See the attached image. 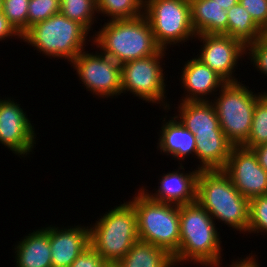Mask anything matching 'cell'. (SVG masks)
Segmentation results:
<instances>
[{
  "instance_id": "cell-34",
  "label": "cell",
  "mask_w": 267,
  "mask_h": 267,
  "mask_svg": "<svg viewBox=\"0 0 267 267\" xmlns=\"http://www.w3.org/2000/svg\"><path fill=\"white\" fill-rule=\"evenodd\" d=\"M250 254L249 256H246V258H243V259H240L238 257L235 261L233 260L232 264L229 266L230 267H260L261 265L258 264V261L255 258L257 256L252 255V253Z\"/></svg>"
},
{
  "instance_id": "cell-1",
  "label": "cell",
  "mask_w": 267,
  "mask_h": 267,
  "mask_svg": "<svg viewBox=\"0 0 267 267\" xmlns=\"http://www.w3.org/2000/svg\"><path fill=\"white\" fill-rule=\"evenodd\" d=\"M179 218V249L173 256L176 267L189 262L220 267L222 241L212 216L196 201L180 205Z\"/></svg>"
},
{
  "instance_id": "cell-12",
  "label": "cell",
  "mask_w": 267,
  "mask_h": 267,
  "mask_svg": "<svg viewBox=\"0 0 267 267\" xmlns=\"http://www.w3.org/2000/svg\"><path fill=\"white\" fill-rule=\"evenodd\" d=\"M21 107L11 97L0 99V144L25 158L36 146L37 135Z\"/></svg>"
},
{
  "instance_id": "cell-13",
  "label": "cell",
  "mask_w": 267,
  "mask_h": 267,
  "mask_svg": "<svg viewBox=\"0 0 267 267\" xmlns=\"http://www.w3.org/2000/svg\"><path fill=\"white\" fill-rule=\"evenodd\" d=\"M223 171L234 187L249 200L267 191V171L259 164L252 149L233 146Z\"/></svg>"
},
{
  "instance_id": "cell-22",
  "label": "cell",
  "mask_w": 267,
  "mask_h": 267,
  "mask_svg": "<svg viewBox=\"0 0 267 267\" xmlns=\"http://www.w3.org/2000/svg\"><path fill=\"white\" fill-rule=\"evenodd\" d=\"M117 267H175L173 256L156 245L137 240Z\"/></svg>"
},
{
  "instance_id": "cell-29",
  "label": "cell",
  "mask_w": 267,
  "mask_h": 267,
  "mask_svg": "<svg viewBox=\"0 0 267 267\" xmlns=\"http://www.w3.org/2000/svg\"><path fill=\"white\" fill-rule=\"evenodd\" d=\"M60 0H30L28 5V29L52 15L60 13Z\"/></svg>"
},
{
  "instance_id": "cell-27",
  "label": "cell",
  "mask_w": 267,
  "mask_h": 267,
  "mask_svg": "<svg viewBox=\"0 0 267 267\" xmlns=\"http://www.w3.org/2000/svg\"><path fill=\"white\" fill-rule=\"evenodd\" d=\"M29 3L30 0H3V14L21 35L28 30Z\"/></svg>"
},
{
  "instance_id": "cell-33",
  "label": "cell",
  "mask_w": 267,
  "mask_h": 267,
  "mask_svg": "<svg viewBox=\"0 0 267 267\" xmlns=\"http://www.w3.org/2000/svg\"><path fill=\"white\" fill-rule=\"evenodd\" d=\"M16 37L22 39V35L13 27V25L7 20L2 11H0V41L6 38Z\"/></svg>"
},
{
  "instance_id": "cell-7",
  "label": "cell",
  "mask_w": 267,
  "mask_h": 267,
  "mask_svg": "<svg viewBox=\"0 0 267 267\" xmlns=\"http://www.w3.org/2000/svg\"><path fill=\"white\" fill-rule=\"evenodd\" d=\"M220 93V95H219ZM217 94L214 100L220 127L227 140L233 146H242L248 139L251 127L253 111L257 100L265 93H254L248 86L240 82H227Z\"/></svg>"
},
{
  "instance_id": "cell-20",
  "label": "cell",
  "mask_w": 267,
  "mask_h": 267,
  "mask_svg": "<svg viewBox=\"0 0 267 267\" xmlns=\"http://www.w3.org/2000/svg\"><path fill=\"white\" fill-rule=\"evenodd\" d=\"M194 136L196 138V159L200 163L197 169L223 170L233 147L224 132L194 134Z\"/></svg>"
},
{
  "instance_id": "cell-2",
  "label": "cell",
  "mask_w": 267,
  "mask_h": 267,
  "mask_svg": "<svg viewBox=\"0 0 267 267\" xmlns=\"http://www.w3.org/2000/svg\"><path fill=\"white\" fill-rule=\"evenodd\" d=\"M99 30L92 37L93 45L120 65L161 50L144 14L133 19L108 20Z\"/></svg>"
},
{
  "instance_id": "cell-24",
  "label": "cell",
  "mask_w": 267,
  "mask_h": 267,
  "mask_svg": "<svg viewBox=\"0 0 267 267\" xmlns=\"http://www.w3.org/2000/svg\"><path fill=\"white\" fill-rule=\"evenodd\" d=\"M97 13L109 20H123L144 14V0H97Z\"/></svg>"
},
{
  "instance_id": "cell-21",
  "label": "cell",
  "mask_w": 267,
  "mask_h": 267,
  "mask_svg": "<svg viewBox=\"0 0 267 267\" xmlns=\"http://www.w3.org/2000/svg\"><path fill=\"white\" fill-rule=\"evenodd\" d=\"M193 30L198 34L228 35V16L213 0H189Z\"/></svg>"
},
{
  "instance_id": "cell-5",
  "label": "cell",
  "mask_w": 267,
  "mask_h": 267,
  "mask_svg": "<svg viewBox=\"0 0 267 267\" xmlns=\"http://www.w3.org/2000/svg\"><path fill=\"white\" fill-rule=\"evenodd\" d=\"M89 33L79 22L58 13L30 27L22 35V40L48 58L72 62L85 50Z\"/></svg>"
},
{
  "instance_id": "cell-17",
  "label": "cell",
  "mask_w": 267,
  "mask_h": 267,
  "mask_svg": "<svg viewBox=\"0 0 267 267\" xmlns=\"http://www.w3.org/2000/svg\"><path fill=\"white\" fill-rule=\"evenodd\" d=\"M162 122L157 148L177 161H184L190 154L196 157V138L175 116ZM167 120V121H166Z\"/></svg>"
},
{
  "instance_id": "cell-14",
  "label": "cell",
  "mask_w": 267,
  "mask_h": 267,
  "mask_svg": "<svg viewBox=\"0 0 267 267\" xmlns=\"http://www.w3.org/2000/svg\"><path fill=\"white\" fill-rule=\"evenodd\" d=\"M48 226L52 267H70L73 261L90 245L89 226L59 228ZM68 228V229H67Z\"/></svg>"
},
{
  "instance_id": "cell-9",
  "label": "cell",
  "mask_w": 267,
  "mask_h": 267,
  "mask_svg": "<svg viewBox=\"0 0 267 267\" xmlns=\"http://www.w3.org/2000/svg\"><path fill=\"white\" fill-rule=\"evenodd\" d=\"M165 55L166 50L161 49L152 56L121 64V93H132L138 99L152 105L160 104L164 110H169L170 104L167 103L165 95L167 85L160 63Z\"/></svg>"
},
{
  "instance_id": "cell-28",
  "label": "cell",
  "mask_w": 267,
  "mask_h": 267,
  "mask_svg": "<svg viewBox=\"0 0 267 267\" xmlns=\"http://www.w3.org/2000/svg\"><path fill=\"white\" fill-rule=\"evenodd\" d=\"M250 233L267 234V196H256L249 200V226Z\"/></svg>"
},
{
  "instance_id": "cell-16",
  "label": "cell",
  "mask_w": 267,
  "mask_h": 267,
  "mask_svg": "<svg viewBox=\"0 0 267 267\" xmlns=\"http://www.w3.org/2000/svg\"><path fill=\"white\" fill-rule=\"evenodd\" d=\"M184 64L180 78L181 87L184 88V92L187 94L180 101H210L207 95H213L227 83L196 57L190 59V61L187 60Z\"/></svg>"
},
{
  "instance_id": "cell-18",
  "label": "cell",
  "mask_w": 267,
  "mask_h": 267,
  "mask_svg": "<svg viewBox=\"0 0 267 267\" xmlns=\"http://www.w3.org/2000/svg\"><path fill=\"white\" fill-rule=\"evenodd\" d=\"M16 267H52L48 227L33 230L15 245Z\"/></svg>"
},
{
  "instance_id": "cell-35",
  "label": "cell",
  "mask_w": 267,
  "mask_h": 267,
  "mask_svg": "<svg viewBox=\"0 0 267 267\" xmlns=\"http://www.w3.org/2000/svg\"><path fill=\"white\" fill-rule=\"evenodd\" d=\"M257 156L260 166L267 171V143L252 148Z\"/></svg>"
},
{
  "instance_id": "cell-10",
  "label": "cell",
  "mask_w": 267,
  "mask_h": 267,
  "mask_svg": "<svg viewBox=\"0 0 267 267\" xmlns=\"http://www.w3.org/2000/svg\"><path fill=\"white\" fill-rule=\"evenodd\" d=\"M97 52L82 51L70 64L87 91L98 98L118 97L121 94V65Z\"/></svg>"
},
{
  "instance_id": "cell-30",
  "label": "cell",
  "mask_w": 267,
  "mask_h": 267,
  "mask_svg": "<svg viewBox=\"0 0 267 267\" xmlns=\"http://www.w3.org/2000/svg\"><path fill=\"white\" fill-rule=\"evenodd\" d=\"M262 74L267 76V34L264 33L257 41L246 47V55Z\"/></svg>"
},
{
  "instance_id": "cell-3",
  "label": "cell",
  "mask_w": 267,
  "mask_h": 267,
  "mask_svg": "<svg viewBox=\"0 0 267 267\" xmlns=\"http://www.w3.org/2000/svg\"><path fill=\"white\" fill-rule=\"evenodd\" d=\"M196 201L213 220L247 233L249 199L241 195L223 170H199Z\"/></svg>"
},
{
  "instance_id": "cell-31",
  "label": "cell",
  "mask_w": 267,
  "mask_h": 267,
  "mask_svg": "<svg viewBox=\"0 0 267 267\" xmlns=\"http://www.w3.org/2000/svg\"><path fill=\"white\" fill-rule=\"evenodd\" d=\"M239 4L249 13L255 24L267 32V0H239Z\"/></svg>"
},
{
  "instance_id": "cell-11",
  "label": "cell",
  "mask_w": 267,
  "mask_h": 267,
  "mask_svg": "<svg viewBox=\"0 0 267 267\" xmlns=\"http://www.w3.org/2000/svg\"><path fill=\"white\" fill-rule=\"evenodd\" d=\"M195 38L203 43L196 58L226 82H238L234 72L238 61L246 56V47L225 34H198Z\"/></svg>"
},
{
  "instance_id": "cell-25",
  "label": "cell",
  "mask_w": 267,
  "mask_h": 267,
  "mask_svg": "<svg viewBox=\"0 0 267 267\" xmlns=\"http://www.w3.org/2000/svg\"><path fill=\"white\" fill-rule=\"evenodd\" d=\"M60 13L70 20L83 25L89 32L95 24L97 13V1L95 0H60ZM96 12V13H95ZM95 19V20H94Z\"/></svg>"
},
{
  "instance_id": "cell-26",
  "label": "cell",
  "mask_w": 267,
  "mask_h": 267,
  "mask_svg": "<svg viewBox=\"0 0 267 267\" xmlns=\"http://www.w3.org/2000/svg\"><path fill=\"white\" fill-rule=\"evenodd\" d=\"M265 143H267V91L257 100L253 111L251 131L242 146L252 149Z\"/></svg>"
},
{
  "instance_id": "cell-23",
  "label": "cell",
  "mask_w": 267,
  "mask_h": 267,
  "mask_svg": "<svg viewBox=\"0 0 267 267\" xmlns=\"http://www.w3.org/2000/svg\"><path fill=\"white\" fill-rule=\"evenodd\" d=\"M227 16L228 35L240 41L245 47L257 41L264 34L239 3L227 11Z\"/></svg>"
},
{
  "instance_id": "cell-38",
  "label": "cell",
  "mask_w": 267,
  "mask_h": 267,
  "mask_svg": "<svg viewBox=\"0 0 267 267\" xmlns=\"http://www.w3.org/2000/svg\"><path fill=\"white\" fill-rule=\"evenodd\" d=\"M108 267H117V266H116V264H114V265H109Z\"/></svg>"
},
{
  "instance_id": "cell-37",
  "label": "cell",
  "mask_w": 267,
  "mask_h": 267,
  "mask_svg": "<svg viewBox=\"0 0 267 267\" xmlns=\"http://www.w3.org/2000/svg\"><path fill=\"white\" fill-rule=\"evenodd\" d=\"M3 0H0V11H2Z\"/></svg>"
},
{
  "instance_id": "cell-19",
  "label": "cell",
  "mask_w": 267,
  "mask_h": 267,
  "mask_svg": "<svg viewBox=\"0 0 267 267\" xmlns=\"http://www.w3.org/2000/svg\"><path fill=\"white\" fill-rule=\"evenodd\" d=\"M176 108L175 117L193 134L223 132L212 101H180Z\"/></svg>"
},
{
  "instance_id": "cell-36",
  "label": "cell",
  "mask_w": 267,
  "mask_h": 267,
  "mask_svg": "<svg viewBox=\"0 0 267 267\" xmlns=\"http://www.w3.org/2000/svg\"><path fill=\"white\" fill-rule=\"evenodd\" d=\"M218 3L224 10L228 11L230 8L239 3V0H213Z\"/></svg>"
},
{
  "instance_id": "cell-6",
  "label": "cell",
  "mask_w": 267,
  "mask_h": 267,
  "mask_svg": "<svg viewBox=\"0 0 267 267\" xmlns=\"http://www.w3.org/2000/svg\"><path fill=\"white\" fill-rule=\"evenodd\" d=\"M129 202L137 215L139 240L163 248L174 256L179 249V206L151 200L139 189Z\"/></svg>"
},
{
  "instance_id": "cell-4",
  "label": "cell",
  "mask_w": 267,
  "mask_h": 267,
  "mask_svg": "<svg viewBox=\"0 0 267 267\" xmlns=\"http://www.w3.org/2000/svg\"><path fill=\"white\" fill-rule=\"evenodd\" d=\"M98 219L89 226L90 245L109 265L117 264L139 240L136 210L124 201Z\"/></svg>"
},
{
  "instance_id": "cell-32",
  "label": "cell",
  "mask_w": 267,
  "mask_h": 267,
  "mask_svg": "<svg viewBox=\"0 0 267 267\" xmlns=\"http://www.w3.org/2000/svg\"><path fill=\"white\" fill-rule=\"evenodd\" d=\"M98 252L91 246L88 247L73 261L70 267H108Z\"/></svg>"
},
{
  "instance_id": "cell-8",
  "label": "cell",
  "mask_w": 267,
  "mask_h": 267,
  "mask_svg": "<svg viewBox=\"0 0 267 267\" xmlns=\"http://www.w3.org/2000/svg\"><path fill=\"white\" fill-rule=\"evenodd\" d=\"M144 15L161 49L196 37L189 0H144Z\"/></svg>"
},
{
  "instance_id": "cell-15",
  "label": "cell",
  "mask_w": 267,
  "mask_h": 267,
  "mask_svg": "<svg viewBox=\"0 0 267 267\" xmlns=\"http://www.w3.org/2000/svg\"><path fill=\"white\" fill-rule=\"evenodd\" d=\"M182 163L179 169L169 173H163L158 189L154 193L148 192L144 186L141 190L151 200L161 203H170L175 205H185L196 202L197 177L199 170L194 169L186 173ZM185 172V173H184ZM146 190V191H145Z\"/></svg>"
}]
</instances>
